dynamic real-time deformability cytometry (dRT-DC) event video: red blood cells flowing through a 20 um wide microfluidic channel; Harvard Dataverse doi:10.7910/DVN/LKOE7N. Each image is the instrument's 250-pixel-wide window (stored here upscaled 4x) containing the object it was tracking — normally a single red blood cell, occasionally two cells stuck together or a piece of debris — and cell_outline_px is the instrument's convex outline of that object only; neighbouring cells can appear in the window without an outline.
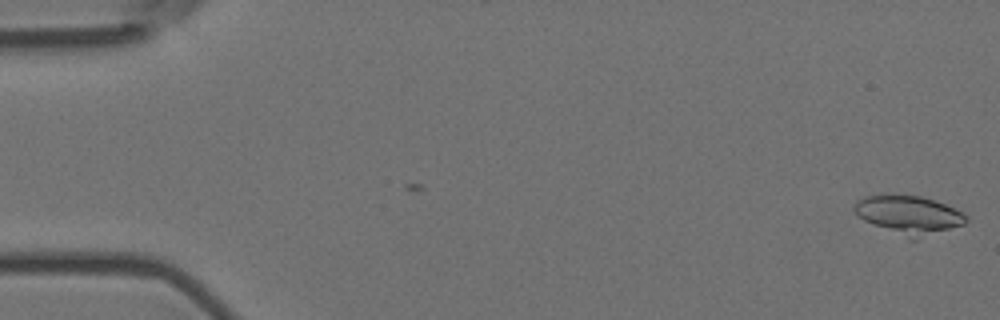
{"species": "Egyptian fruit bat (a non-hibernating species)", "species_latin": "Rousettus aegyptiacus", "temperature_condition": "room temperature", "stored_images_in_passage": 2, "camera_frame_rate_fps": 3000, "um_per_image_px": 0.085, "animal": {"sex": "female"}, "frame": {"image": 1, "passage_image": 2, "time_ms": 0.333, "image_size_px": [1000, 320], "cell_outline_px": [[968, 220], [964, 224], [916, 240], [908, 240], [864, 220], [852, 208], [856, 200], [864, 196], [880, 192], [920, 196], [944, 204], [964, 212], [968, 216]], "centroid_in_image_um": [77.21, 18.24], "position_along_channel_um": 7.8, "area_um2": 25.66}}